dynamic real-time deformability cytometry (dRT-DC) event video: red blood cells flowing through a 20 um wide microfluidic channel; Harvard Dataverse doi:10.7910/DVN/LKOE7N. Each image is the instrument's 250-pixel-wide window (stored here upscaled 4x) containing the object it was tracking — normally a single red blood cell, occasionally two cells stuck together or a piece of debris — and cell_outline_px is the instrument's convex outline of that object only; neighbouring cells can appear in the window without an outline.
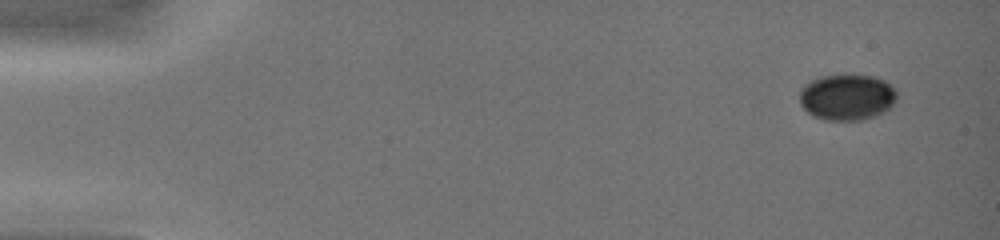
{"species": "common noctule bat (a hibernating species)", "species_latin": "Nyctalus noctula", "temperature_condition": "warm", "stored_images_in_passage": 14, "camera_frame_rate_fps": 3000, "um_per_image_px": 0.085, "animal": {"sex": "female", "body_mass_g": 19.0, "forearm_length_mm": 51.5}, "frame": {"image": 1, "passage_image": 1, "time_ms": 0.0, "image_size_px": [1000, 240], "cell_outline_px": [[896, 100], [884, 112], [876, 116], [864, 120], [824, 120], [812, 116], [800, 104], [800, 88], [804, 84], [820, 76], [876, 76], [884, 80], [896, 88]], "centroid_in_image_um": [71.99, 8.27], "position_along_channel_um": 13.0, "area_um2": 26.18}}
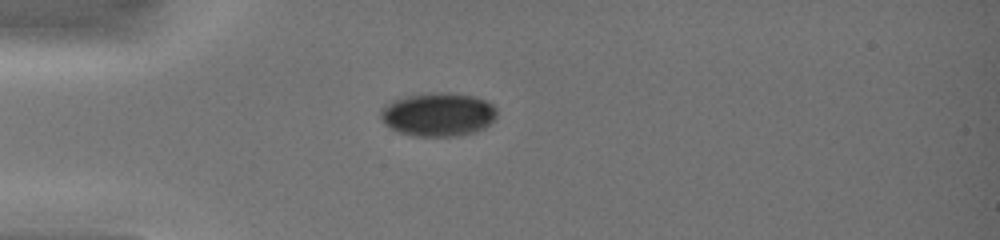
{"frame": {"image": 2, "passage_image": 11, "time_ms": 3.667, "image_size_px": [1000, 240], "cell_outline_px": [[496, 116], [484, 128], [460, 136], [412, 136], [396, 132], [388, 128], [380, 120], [380, 108], [392, 100], [408, 96], [432, 92], [448, 92], [476, 96], [492, 104], [496, 108]], "centroid_in_image_um": [37.18, 9.73], "position_along_channel_um": 47.8, "area_um2": 29.88}}
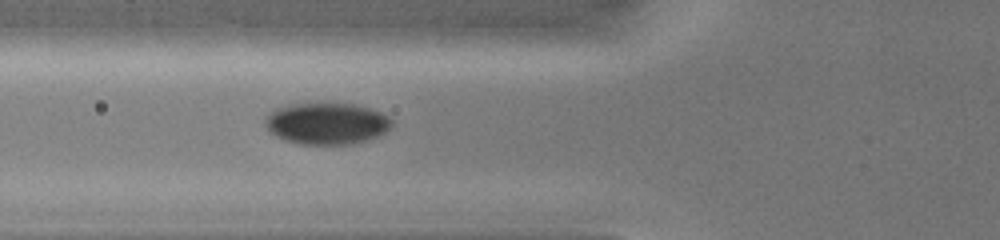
{"frame": {"image": 3, "passage_image": 14, "time_ms": 5.333, "image_size_px": [1000, 240], "cell_outline_px": [[392, 128], [376, 136], [352, 144], [300, 144], [284, 140], [268, 132], [264, 124], [264, 116], [268, 112], [276, 108], [292, 104], [356, 104], [380, 112], [388, 116], [392, 120]], "centroid_in_image_um": [27.72, 10.5], "position_along_channel_um": 98.1, "area_um2": 30.75}}